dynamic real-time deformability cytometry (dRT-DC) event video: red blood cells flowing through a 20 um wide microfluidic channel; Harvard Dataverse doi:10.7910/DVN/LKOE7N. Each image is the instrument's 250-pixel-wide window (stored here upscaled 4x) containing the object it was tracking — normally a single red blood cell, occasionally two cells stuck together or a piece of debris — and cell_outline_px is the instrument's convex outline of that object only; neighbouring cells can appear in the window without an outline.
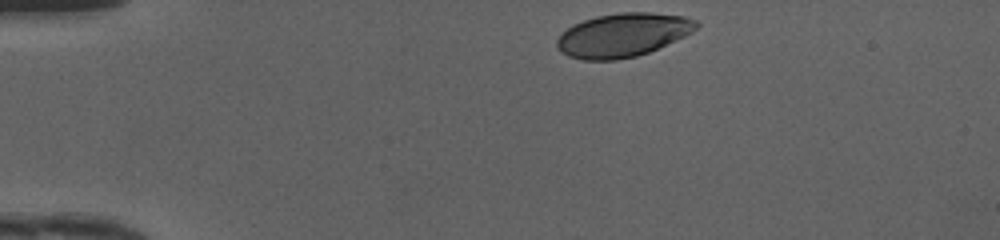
{"species": "human", "species_latin": "Homo sapiens", "temperature_condition": "cold", "stored_images_in_passage": 32, "camera_frame_rate_fps": 3000, "um_per_image_px": 0.085, "donor": {"sex": "female"}, "frame": {"image": 1, "passage_image": 1, "time_ms": 0.0, "image_size_px": [1000, 240], "cell_outline_px": [[700, 24], [692, 32], [676, 40], [648, 52], [636, 56], [616, 60], [584, 60], [568, 56], [556, 44], [556, 40], [572, 24], [596, 16], [620, 12], [648, 12], [684, 16], [696, 20]], "centroid_in_image_um": [52.96, 2.97], "position_along_channel_um": 32.0, "area_um2": 35.2}}
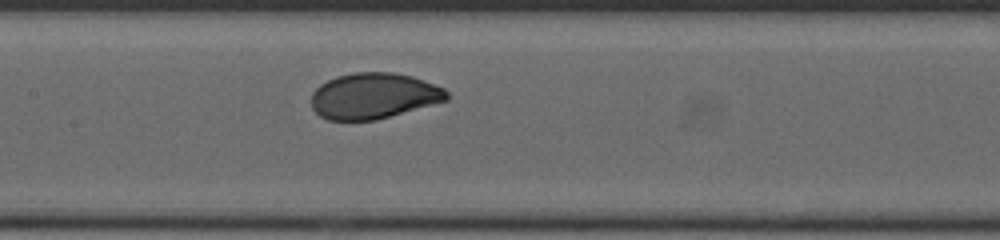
{"frame": {"image": 2, "passage_image": 16, "time_ms": 5.0, "image_size_px": [1000, 240], "cell_outline_px": [[448, 100], [376, 120], [328, 120], [320, 116], [312, 108], [312, 92], [320, 84], [336, 76], [356, 72], [392, 72], [412, 76], [424, 80], [444, 88], [448, 92]], "centroid_in_image_um": [31.76, 8.14], "position_along_channel_um": 175.6, "area_um2": 36.18}}
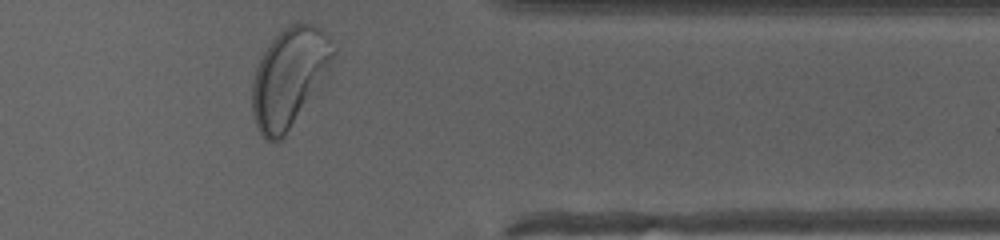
{"frame": {"image": 3, "passage_image": 32, "time_ms": 10.333, "image_size_px": [1000, 240], "cell_outline_px": [[336, 52], [332, 60], [284, 136], [276, 144], [272, 144], [264, 140], [256, 124], [252, 112], [252, 80], [260, 56], [268, 44], [288, 24], [316, 24], [320, 28], [336, 48]], "centroid_in_image_um": [24.51, 6.56], "position_along_channel_um": 386.9, "area_um2": 45.37}, "authors_computed_cell_mechanics": {"area_um2": 36.5585, "velocity_mm_per_s": 4.1518, "shape_relaxation_time_tau1_ms": 1.9169, "shape_relaxation_time_tau2_ms": null, "deformation_change_tau1": 0.1207, "deformation_change_tau2": null}}